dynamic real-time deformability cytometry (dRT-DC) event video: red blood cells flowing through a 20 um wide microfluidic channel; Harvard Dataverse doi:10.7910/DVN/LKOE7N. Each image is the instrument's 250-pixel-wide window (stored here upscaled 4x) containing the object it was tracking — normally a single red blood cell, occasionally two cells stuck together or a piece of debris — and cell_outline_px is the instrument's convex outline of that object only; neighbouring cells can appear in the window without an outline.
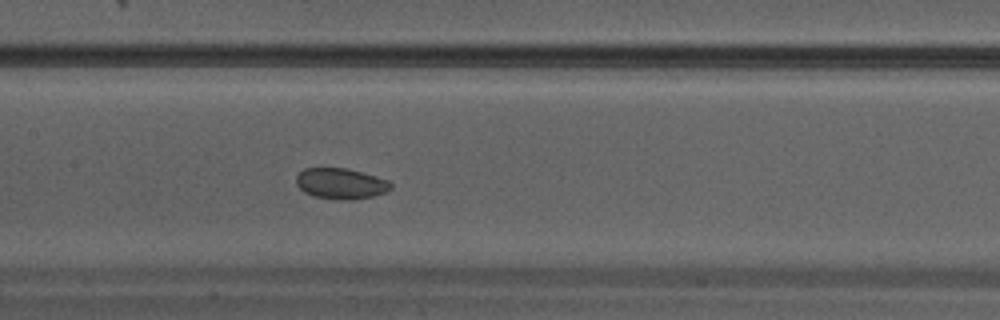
{"species": "Egyptian fruit bat (a non-hibernating species)", "species_latin": "Rousettus aegyptiacus", "temperature_condition": "warm", "stored_images_in_passage": 35, "camera_frame_rate_fps": 3000, "um_per_image_px": 0.085, "animal": {"sex": "male"}, "frame": {"image": 1, "passage_image": 16, "time_ms": 5.0, "image_size_px": [1000, 320], "cell_outline_px": [[392, 188], [384, 192], [372, 196], [352, 200], [344, 200], [312, 196], [304, 192], [296, 184], [296, 176], [304, 168], [348, 168], [376, 176], [388, 180], [392, 184]], "centroid_in_image_um": [28.96, 15.6], "position_along_channel_um": 178.4, "area_um2": 16.99}}
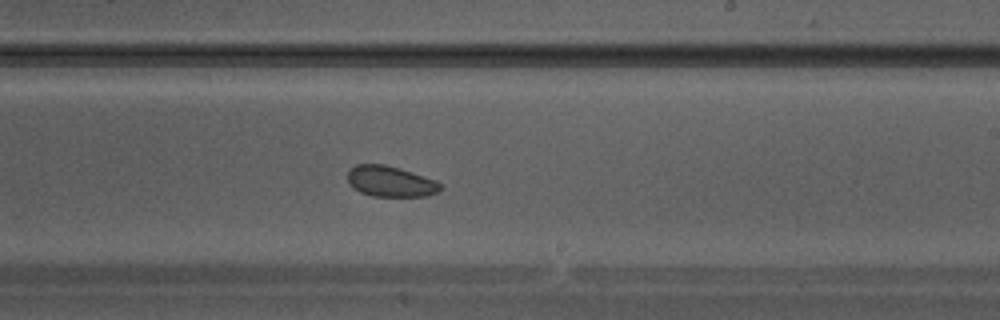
{"frame": {"image": 2, "passage_image": 20, "time_ms": 6.333, "image_size_px": [1000, 320], "cell_outline_px": [[444, 188], [428, 196], [372, 196], [360, 192], [352, 188], [348, 184], [348, 168], [356, 164], [384, 164], [400, 168], [436, 180], [444, 184]], "centroid_in_image_um": [33.19, 15.42], "position_along_channel_um": 255.8, "area_um2": 16.94}}